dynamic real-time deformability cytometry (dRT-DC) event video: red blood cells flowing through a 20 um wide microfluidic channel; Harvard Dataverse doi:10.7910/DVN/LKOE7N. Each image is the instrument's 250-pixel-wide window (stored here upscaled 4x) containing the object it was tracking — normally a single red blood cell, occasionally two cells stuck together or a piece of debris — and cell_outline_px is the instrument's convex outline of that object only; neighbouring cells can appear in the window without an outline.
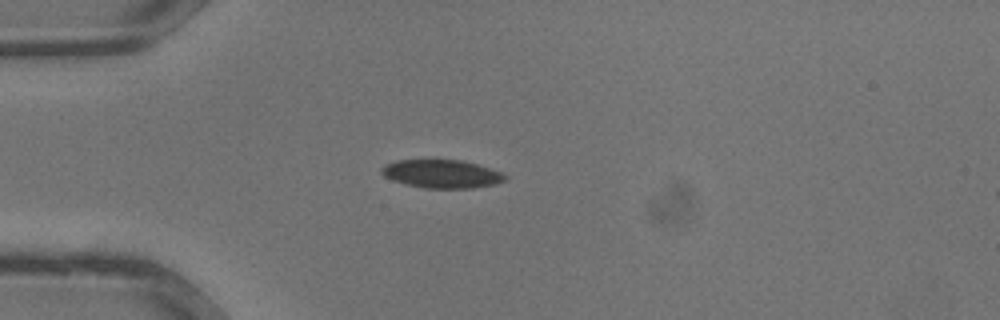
{"species": "common noctule bat (a hibernating species)", "species_latin": "Nyctalus noctula", "temperature_condition": "warm", "stored_images_in_passage": 30, "camera_frame_rate_fps": 3000, "um_per_image_px": 0.085, "animal": {"sex": "male", "body_mass_g": 13.3}, "frame": {"image": 1, "passage_image": 8, "time_ms": 2.333, "image_size_px": [1000, 320], "cell_outline_px": [[508, 176], [504, 180], [496, 184], [472, 188], [424, 188], [404, 184], [392, 180], [384, 176], [380, 172], [380, 168], [384, 164], [396, 160], [460, 160], [476, 164], [504, 172]], "centroid_in_image_um": [37.53, 14.78], "position_along_channel_um": 47.5, "area_um2": 20.52}}
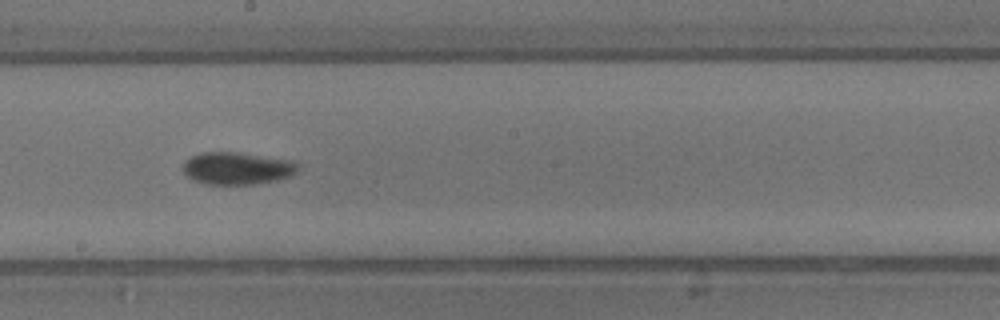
{"frame": {"image": 2, "passage_image": 18, "time_ms": 5.667, "image_size_px": [1000, 320], "cell_outline_px": [[300, 164], [296, 172], [292, 176], [276, 180], [252, 184], [204, 184], [192, 180], [180, 168], [184, 160], [200, 152], [240, 152], [292, 160]], "centroid_in_image_um": [20.13, 14.29], "position_along_channel_um": 228.1, "area_um2": 22.02}}
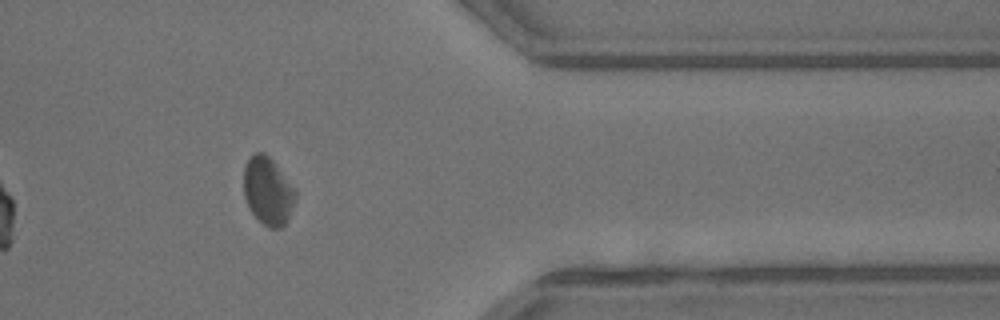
{"frame": {"image": 3, "passage_image": 27, "time_ms": 8.667, "image_size_px": [1000, 320], "cell_outline_px": [[296, 196], [288, 220], [280, 228], [272, 228], [264, 224], [252, 212], [244, 196], [244, 168], [248, 160], [256, 152], [264, 152], [272, 160], [296, 188]], "centroid_in_image_um": [22.79, 16.22], "position_along_channel_um": 388.6, "area_um2": 20.17}}